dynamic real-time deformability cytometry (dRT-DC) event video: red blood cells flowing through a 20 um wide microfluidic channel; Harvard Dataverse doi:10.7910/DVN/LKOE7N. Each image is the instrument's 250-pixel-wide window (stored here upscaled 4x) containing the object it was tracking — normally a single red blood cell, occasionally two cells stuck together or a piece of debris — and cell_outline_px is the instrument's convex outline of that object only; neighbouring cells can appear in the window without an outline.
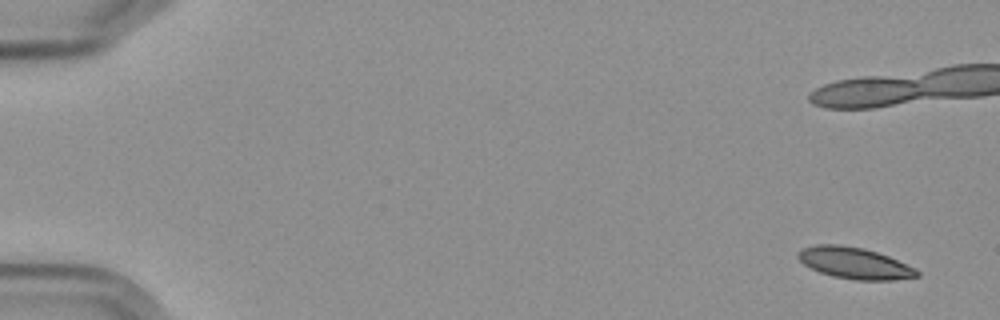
{"species": "Egyptian fruit bat (a non-hibernating species)", "species_latin": "Rousettus aegyptiacus", "temperature_condition": "cold", "stored_images_in_passage": 5, "segment_of_instrument_passage": [2, 2], "camera_frame_rate_fps": 3000, "um_per_image_px": 0.085, "frame": {"image": 1, "passage_image": 5, "time_ms": 5.667, "image_size_px": [1000, 320], "cell_outline_px": [[920, 276], [892, 280], [856, 280], [832, 276], [820, 272], [804, 264], [796, 256], [804, 248], [816, 244], [840, 244], [864, 248], [888, 256], [916, 268], [920, 272]], "centroid_in_image_um": [72.66, 22.36], "position_along_channel_um": 12.3, "area_um2": 21.68}}